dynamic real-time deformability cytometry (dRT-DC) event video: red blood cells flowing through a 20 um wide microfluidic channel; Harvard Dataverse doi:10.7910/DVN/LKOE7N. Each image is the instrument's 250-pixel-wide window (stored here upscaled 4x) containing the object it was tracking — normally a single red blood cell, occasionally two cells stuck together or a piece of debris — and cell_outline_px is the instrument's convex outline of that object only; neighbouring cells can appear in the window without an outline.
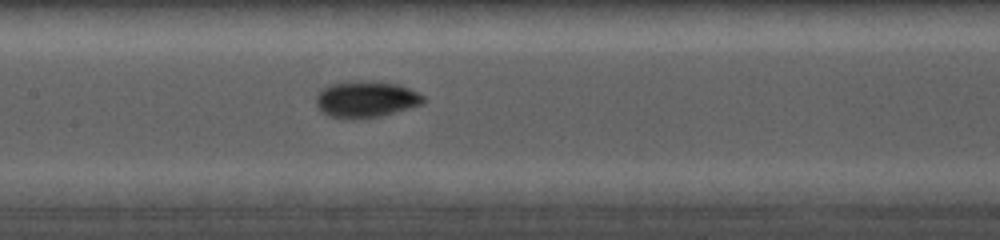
{"species": "common noctule bat (a hibernating species)", "species_latin": "Nyctalus noctula", "temperature_condition": "cold", "stored_images_in_passage": 28, "camera_frame_rate_fps": 5000, "um_per_image_px": 0.085, "animal": {"sex": "female", "body_mass_g": 19.0, "forearm_length_mm": 56.7}, "frame": {"image": 1, "passage_image": 11, "time_ms": 7.4, "image_size_px": [1000, 240], "cell_outline_px": [[424, 104], [380, 116], [356, 120], [352, 120], [328, 116], [320, 112], [316, 104], [316, 96], [324, 88], [332, 84], [360, 80], [396, 84], [408, 88], [424, 96]], "centroid_in_image_um": [31.08, 8.47], "position_along_channel_um": 176.3, "area_um2": 22.77}}
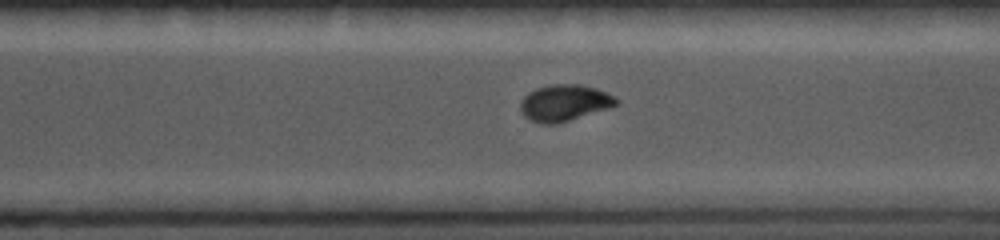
{"frame": {"image": 2, "passage_image": 19, "time_ms": 11.0, "image_size_px": [1000, 240], "cell_outline_px": [[620, 104], [608, 108], [556, 124], [540, 124], [524, 116], [520, 112], [520, 104], [524, 96], [528, 92], [536, 88], [552, 84], [580, 84], [596, 88], [608, 92], [616, 96], [620, 100]], "centroid_in_image_um": [48.0, 8.73], "position_along_channel_um": 322.6, "area_um2": 20.52}}
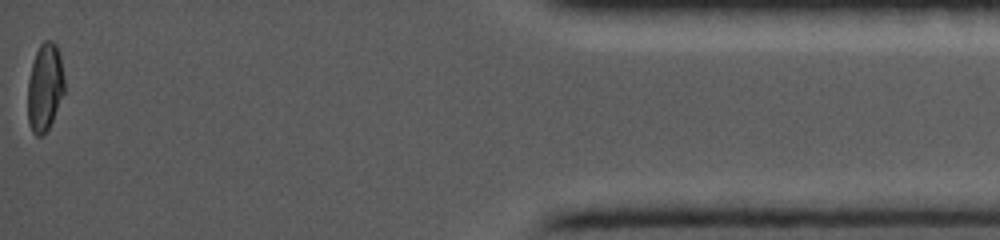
{"frame": {"image": 3, "passage_image": 28, "time_ms": 15.2, "image_size_px": [1000, 240], "cell_outline_px": [[64, 92], [52, 120], [48, 128], [40, 136], [36, 136], [32, 132], [28, 124], [28, 80], [32, 64], [36, 52], [40, 44], [44, 40], [52, 40], [56, 44], [60, 52], [64, 76]], "centroid_in_image_um": [3.81, 7.38], "position_along_channel_um": 431.4, "area_um2": 18.79}}